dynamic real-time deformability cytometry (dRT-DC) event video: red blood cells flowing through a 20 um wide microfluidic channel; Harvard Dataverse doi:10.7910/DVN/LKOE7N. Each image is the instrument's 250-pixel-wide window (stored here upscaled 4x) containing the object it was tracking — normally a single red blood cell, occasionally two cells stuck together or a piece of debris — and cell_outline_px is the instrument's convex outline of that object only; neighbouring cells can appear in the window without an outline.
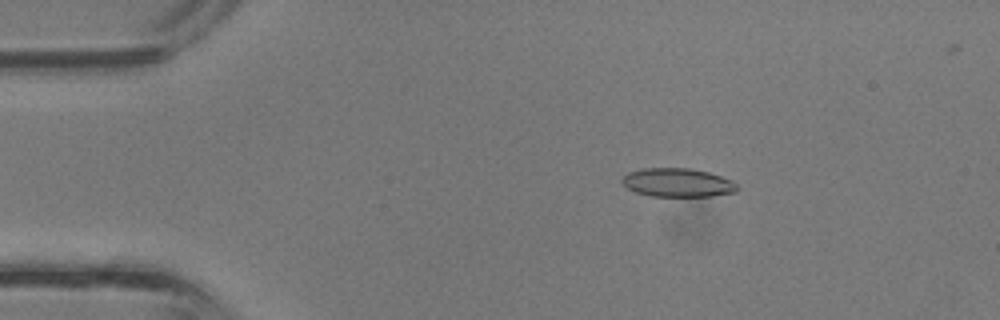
{"species": "common noctule bat (a hibernating species)", "species_latin": "Nyctalus noctula", "temperature_condition": "room temperature", "stored_images_in_passage": 33, "camera_frame_rate_fps": 3000, "um_per_image_px": 0.085, "animal": {"sex": "male", "body_mass_g": 13.3}, "frame": {"image": 1, "passage_image": 2, "time_ms": 0.333, "image_size_px": [1000, 320], "cell_outline_px": [[736, 192], [712, 196], [652, 196], [636, 192], [628, 188], [620, 180], [628, 172], [644, 168], [692, 168], [708, 172], [732, 180], [736, 184]], "centroid_in_image_um": [57.59, 15.51], "position_along_channel_um": 27.4, "area_um2": 19.13}}
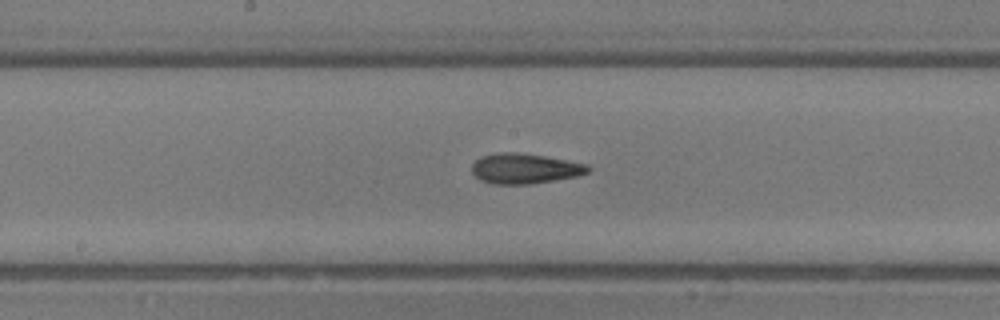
{"frame": {"image": 2, "passage_image": 15, "time_ms": 4.667, "image_size_px": [1000, 320], "cell_outline_px": [[592, 168], [588, 172], [576, 176], [528, 184], [492, 184], [480, 180], [472, 172], [472, 164], [480, 156], [496, 152], [516, 152], [544, 156], [588, 164]], "centroid_in_image_um": [44.57, 14.32], "position_along_channel_um": 203.6, "area_um2": 20.4}}
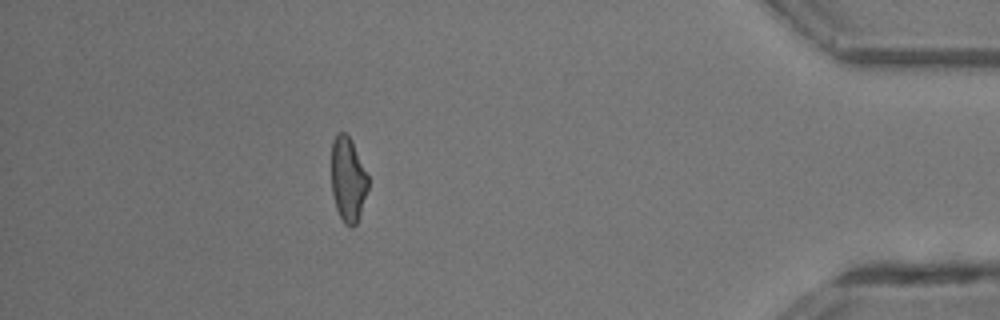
{"frame": {"image": 3, "passage_image": 29, "time_ms": 9.333, "image_size_px": [1000, 320], "cell_outline_px": [[368, 188], [356, 224], [352, 228], [344, 224], [336, 208], [332, 192], [332, 140], [336, 132], [344, 132], [352, 140], [368, 176]], "centroid_in_image_um": [29.57, 15.23], "position_along_channel_um": 405.6, "area_um2": 18.03}}